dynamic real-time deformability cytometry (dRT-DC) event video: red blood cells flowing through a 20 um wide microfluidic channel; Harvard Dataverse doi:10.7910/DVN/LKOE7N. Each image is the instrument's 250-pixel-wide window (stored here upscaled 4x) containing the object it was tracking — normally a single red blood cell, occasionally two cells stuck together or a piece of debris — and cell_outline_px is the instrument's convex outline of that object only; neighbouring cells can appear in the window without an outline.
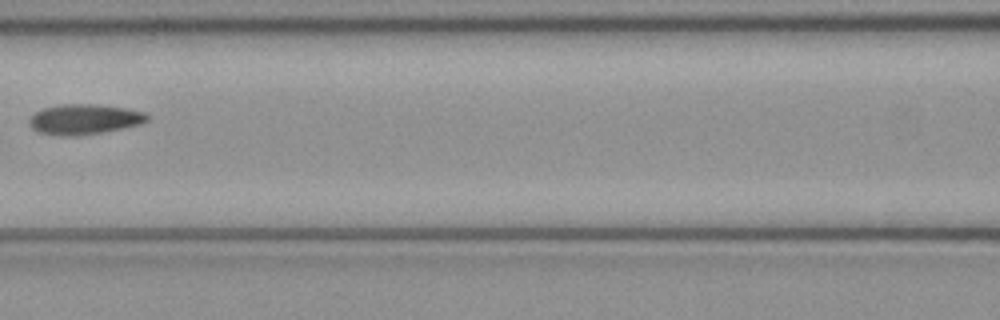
{"species": "common noctule bat (a hibernating species)", "species_latin": "Nyctalus noctula", "temperature_condition": "cold", "stored_images_in_passage": 3, "camera_frame_rate_fps": 3000, "um_per_image_px": 0.085, "animal": {"sex": "female", "body_mass_g": 21.9}, "frame": {"image": 1, "passage_image": 3, "time_ms": 0.667, "image_size_px": [1000, 320], "cell_outline_px": [[148, 120], [140, 124], [124, 128], [104, 132], [76, 136], [60, 136], [40, 132], [32, 128], [28, 124], [28, 120], [36, 112], [44, 108], [60, 104], [96, 104], [128, 108], [144, 112], [148, 116]], "centroid_in_image_um": [7.17, 10.14], "position_along_channel_um": 159.4, "area_um2": 20.87}}